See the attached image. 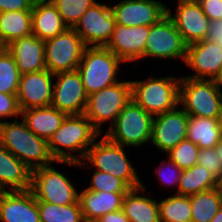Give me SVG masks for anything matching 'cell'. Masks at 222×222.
<instances>
[{"instance_id":"8992f818","label":"cell","mask_w":222,"mask_h":222,"mask_svg":"<svg viewBox=\"0 0 222 222\" xmlns=\"http://www.w3.org/2000/svg\"><path fill=\"white\" fill-rule=\"evenodd\" d=\"M153 119V115L131 99L104 135L124 147H139L151 141Z\"/></svg>"},{"instance_id":"9a60e30c","label":"cell","mask_w":222,"mask_h":222,"mask_svg":"<svg viewBox=\"0 0 222 222\" xmlns=\"http://www.w3.org/2000/svg\"><path fill=\"white\" fill-rule=\"evenodd\" d=\"M189 115L178 106L154 116L151 142L161 152H169L186 139Z\"/></svg>"},{"instance_id":"484cf974","label":"cell","mask_w":222,"mask_h":222,"mask_svg":"<svg viewBox=\"0 0 222 222\" xmlns=\"http://www.w3.org/2000/svg\"><path fill=\"white\" fill-rule=\"evenodd\" d=\"M145 189L144 185L130 189L123 198L122 211L130 222H161L158 201L139 194Z\"/></svg>"},{"instance_id":"d4e9b609","label":"cell","mask_w":222,"mask_h":222,"mask_svg":"<svg viewBox=\"0 0 222 222\" xmlns=\"http://www.w3.org/2000/svg\"><path fill=\"white\" fill-rule=\"evenodd\" d=\"M125 194L82 190L78 201L83 217L99 219L102 215L122 209Z\"/></svg>"},{"instance_id":"4316f807","label":"cell","mask_w":222,"mask_h":222,"mask_svg":"<svg viewBox=\"0 0 222 222\" xmlns=\"http://www.w3.org/2000/svg\"><path fill=\"white\" fill-rule=\"evenodd\" d=\"M222 138L218 118L189 116L186 139L200 149L215 148Z\"/></svg>"},{"instance_id":"c3c4849f","label":"cell","mask_w":222,"mask_h":222,"mask_svg":"<svg viewBox=\"0 0 222 222\" xmlns=\"http://www.w3.org/2000/svg\"><path fill=\"white\" fill-rule=\"evenodd\" d=\"M80 222H100L99 219H90L83 217Z\"/></svg>"},{"instance_id":"74e56055","label":"cell","mask_w":222,"mask_h":222,"mask_svg":"<svg viewBox=\"0 0 222 222\" xmlns=\"http://www.w3.org/2000/svg\"><path fill=\"white\" fill-rule=\"evenodd\" d=\"M167 165V166H164ZM168 168L167 171H171L170 173H166L167 171H165V168ZM164 168V169H163ZM173 170V171H172ZM182 171L168 156H167V161L161 162V165H159V167L156 168L155 170V174L158 175L157 177L159 178V180L161 181V184L163 183L165 186L167 185V187L169 185H176L177 186V192L176 194H178V187H179V181L181 179V174Z\"/></svg>"},{"instance_id":"277c9868","label":"cell","mask_w":222,"mask_h":222,"mask_svg":"<svg viewBox=\"0 0 222 222\" xmlns=\"http://www.w3.org/2000/svg\"><path fill=\"white\" fill-rule=\"evenodd\" d=\"M122 62L106 47L86 46L77 70L87 95L119 82L117 71Z\"/></svg>"},{"instance_id":"7dc6e473","label":"cell","mask_w":222,"mask_h":222,"mask_svg":"<svg viewBox=\"0 0 222 222\" xmlns=\"http://www.w3.org/2000/svg\"><path fill=\"white\" fill-rule=\"evenodd\" d=\"M218 123H219L220 129L222 130V103H221L220 113L218 116Z\"/></svg>"},{"instance_id":"f546056e","label":"cell","mask_w":222,"mask_h":222,"mask_svg":"<svg viewBox=\"0 0 222 222\" xmlns=\"http://www.w3.org/2000/svg\"><path fill=\"white\" fill-rule=\"evenodd\" d=\"M191 222H211L222 207V185L190 195Z\"/></svg>"},{"instance_id":"b9f144b4","label":"cell","mask_w":222,"mask_h":222,"mask_svg":"<svg viewBox=\"0 0 222 222\" xmlns=\"http://www.w3.org/2000/svg\"><path fill=\"white\" fill-rule=\"evenodd\" d=\"M205 40L218 44L222 49V19L210 21Z\"/></svg>"},{"instance_id":"1f68e13d","label":"cell","mask_w":222,"mask_h":222,"mask_svg":"<svg viewBox=\"0 0 222 222\" xmlns=\"http://www.w3.org/2000/svg\"><path fill=\"white\" fill-rule=\"evenodd\" d=\"M40 222H80L83 218L79 201L68 205H55L38 201Z\"/></svg>"},{"instance_id":"f35d334b","label":"cell","mask_w":222,"mask_h":222,"mask_svg":"<svg viewBox=\"0 0 222 222\" xmlns=\"http://www.w3.org/2000/svg\"><path fill=\"white\" fill-rule=\"evenodd\" d=\"M21 115L16 94L0 92V118H12ZM1 122V121H0Z\"/></svg>"},{"instance_id":"d6a6232c","label":"cell","mask_w":222,"mask_h":222,"mask_svg":"<svg viewBox=\"0 0 222 222\" xmlns=\"http://www.w3.org/2000/svg\"><path fill=\"white\" fill-rule=\"evenodd\" d=\"M21 73L13 56L3 48L0 51V92L17 94Z\"/></svg>"},{"instance_id":"60d3db41","label":"cell","mask_w":222,"mask_h":222,"mask_svg":"<svg viewBox=\"0 0 222 222\" xmlns=\"http://www.w3.org/2000/svg\"><path fill=\"white\" fill-rule=\"evenodd\" d=\"M34 0H0V13L9 11H32Z\"/></svg>"},{"instance_id":"5bb4252c","label":"cell","mask_w":222,"mask_h":222,"mask_svg":"<svg viewBox=\"0 0 222 222\" xmlns=\"http://www.w3.org/2000/svg\"><path fill=\"white\" fill-rule=\"evenodd\" d=\"M54 78L47 69L21 74L16 94L20 111L51 106Z\"/></svg>"},{"instance_id":"ffe728a7","label":"cell","mask_w":222,"mask_h":222,"mask_svg":"<svg viewBox=\"0 0 222 222\" xmlns=\"http://www.w3.org/2000/svg\"><path fill=\"white\" fill-rule=\"evenodd\" d=\"M1 222H40L38 201L30 189L0 192Z\"/></svg>"},{"instance_id":"7c38bea8","label":"cell","mask_w":222,"mask_h":222,"mask_svg":"<svg viewBox=\"0 0 222 222\" xmlns=\"http://www.w3.org/2000/svg\"><path fill=\"white\" fill-rule=\"evenodd\" d=\"M115 23L110 5L96 2L87 9L73 29L86 46L106 47L111 40Z\"/></svg>"},{"instance_id":"7bdbcfd3","label":"cell","mask_w":222,"mask_h":222,"mask_svg":"<svg viewBox=\"0 0 222 222\" xmlns=\"http://www.w3.org/2000/svg\"><path fill=\"white\" fill-rule=\"evenodd\" d=\"M100 222H130L122 209L107 213L99 218Z\"/></svg>"},{"instance_id":"ee69618b","label":"cell","mask_w":222,"mask_h":222,"mask_svg":"<svg viewBox=\"0 0 222 222\" xmlns=\"http://www.w3.org/2000/svg\"><path fill=\"white\" fill-rule=\"evenodd\" d=\"M213 81L221 89V87H222V67L219 70L218 74L213 79Z\"/></svg>"},{"instance_id":"ab89813d","label":"cell","mask_w":222,"mask_h":222,"mask_svg":"<svg viewBox=\"0 0 222 222\" xmlns=\"http://www.w3.org/2000/svg\"><path fill=\"white\" fill-rule=\"evenodd\" d=\"M210 21L222 19V0H197Z\"/></svg>"},{"instance_id":"5b68a950","label":"cell","mask_w":222,"mask_h":222,"mask_svg":"<svg viewBox=\"0 0 222 222\" xmlns=\"http://www.w3.org/2000/svg\"><path fill=\"white\" fill-rule=\"evenodd\" d=\"M95 170L121 179L130 189L142 186L135 168L124 151V146L111 142L105 135L89 147L84 158Z\"/></svg>"},{"instance_id":"83f0119b","label":"cell","mask_w":222,"mask_h":222,"mask_svg":"<svg viewBox=\"0 0 222 222\" xmlns=\"http://www.w3.org/2000/svg\"><path fill=\"white\" fill-rule=\"evenodd\" d=\"M32 34L31 11L0 13V43L4 48L14 40Z\"/></svg>"},{"instance_id":"30bf717a","label":"cell","mask_w":222,"mask_h":222,"mask_svg":"<svg viewBox=\"0 0 222 222\" xmlns=\"http://www.w3.org/2000/svg\"><path fill=\"white\" fill-rule=\"evenodd\" d=\"M86 45L73 28L45 40V66L52 74L73 71L81 62Z\"/></svg>"},{"instance_id":"836d02e7","label":"cell","mask_w":222,"mask_h":222,"mask_svg":"<svg viewBox=\"0 0 222 222\" xmlns=\"http://www.w3.org/2000/svg\"><path fill=\"white\" fill-rule=\"evenodd\" d=\"M68 28H73L96 0H50Z\"/></svg>"},{"instance_id":"681fc988","label":"cell","mask_w":222,"mask_h":222,"mask_svg":"<svg viewBox=\"0 0 222 222\" xmlns=\"http://www.w3.org/2000/svg\"><path fill=\"white\" fill-rule=\"evenodd\" d=\"M4 47L2 46V44L0 43V51L3 49Z\"/></svg>"},{"instance_id":"4fadbf2b","label":"cell","mask_w":222,"mask_h":222,"mask_svg":"<svg viewBox=\"0 0 222 222\" xmlns=\"http://www.w3.org/2000/svg\"><path fill=\"white\" fill-rule=\"evenodd\" d=\"M51 106L67 115H80L86 111L88 95L83 86L79 71H66L54 74Z\"/></svg>"},{"instance_id":"d590c367","label":"cell","mask_w":222,"mask_h":222,"mask_svg":"<svg viewBox=\"0 0 222 222\" xmlns=\"http://www.w3.org/2000/svg\"><path fill=\"white\" fill-rule=\"evenodd\" d=\"M91 184L86 189L98 192L127 193L130 188L119 178L96 170L91 177Z\"/></svg>"},{"instance_id":"f907efd6","label":"cell","mask_w":222,"mask_h":222,"mask_svg":"<svg viewBox=\"0 0 222 222\" xmlns=\"http://www.w3.org/2000/svg\"><path fill=\"white\" fill-rule=\"evenodd\" d=\"M34 1H50V0H34Z\"/></svg>"},{"instance_id":"f6af8a7d","label":"cell","mask_w":222,"mask_h":222,"mask_svg":"<svg viewBox=\"0 0 222 222\" xmlns=\"http://www.w3.org/2000/svg\"><path fill=\"white\" fill-rule=\"evenodd\" d=\"M211 222H222V207L220 210L216 213L214 218L211 220Z\"/></svg>"},{"instance_id":"3957f363","label":"cell","mask_w":222,"mask_h":222,"mask_svg":"<svg viewBox=\"0 0 222 222\" xmlns=\"http://www.w3.org/2000/svg\"><path fill=\"white\" fill-rule=\"evenodd\" d=\"M180 80L170 75L131 81L132 99L153 116L171 111L179 105Z\"/></svg>"},{"instance_id":"4dcf8cb0","label":"cell","mask_w":222,"mask_h":222,"mask_svg":"<svg viewBox=\"0 0 222 222\" xmlns=\"http://www.w3.org/2000/svg\"><path fill=\"white\" fill-rule=\"evenodd\" d=\"M161 222H191L190 196L172 195L158 202Z\"/></svg>"},{"instance_id":"44dd1931","label":"cell","mask_w":222,"mask_h":222,"mask_svg":"<svg viewBox=\"0 0 222 222\" xmlns=\"http://www.w3.org/2000/svg\"><path fill=\"white\" fill-rule=\"evenodd\" d=\"M21 74L42 71L45 66V41L29 35L12 41L6 47Z\"/></svg>"},{"instance_id":"d6986e66","label":"cell","mask_w":222,"mask_h":222,"mask_svg":"<svg viewBox=\"0 0 222 222\" xmlns=\"http://www.w3.org/2000/svg\"><path fill=\"white\" fill-rule=\"evenodd\" d=\"M186 65L195 71L188 78L214 79L222 67V49L218 44L200 40L187 45Z\"/></svg>"},{"instance_id":"e0dca14e","label":"cell","mask_w":222,"mask_h":222,"mask_svg":"<svg viewBox=\"0 0 222 222\" xmlns=\"http://www.w3.org/2000/svg\"><path fill=\"white\" fill-rule=\"evenodd\" d=\"M171 12L167 8V15L173 20L187 45L205 40L210 19L204 14L197 0H178L176 14Z\"/></svg>"},{"instance_id":"ba28073f","label":"cell","mask_w":222,"mask_h":222,"mask_svg":"<svg viewBox=\"0 0 222 222\" xmlns=\"http://www.w3.org/2000/svg\"><path fill=\"white\" fill-rule=\"evenodd\" d=\"M131 99V81H119L90 94L84 114L91 121L93 127L102 134L103 123L110 120L109 126L111 127Z\"/></svg>"},{"instance_id":"cb8c5ba5","label":"cell","mask_w":222,"mask_h":222,"mask_svg":"<svg viewBox=\"0 0 222 222\" xmlns=\"http://www.w3.org/2000/svg\"><path fill=\"white\" fill-rule=\"evenodd\" d=\"M20 116L35 135L49 141L60 128L67 114L55 107L47 106L22 110Z\"/></svg>"},{"instance_id":"9c48e42d","label":"cell","mask_w":222,"mask_h":222,"mask_svg":"<svg viewBox=\"0 0 222 222\" xmlns=\"http://www.w3.org/2000/svg\"><path fill=\"white\" fill-rule=\"evenodd\" d=\"M51 165L38 167L31 172V187L37 201L55 205L78 202L79 192L65 174Z\"/></svg>"},{"instance_id":"6da1fadb","label":"cell","mask_w":222,"mask_h":222,"mask_svg":"<svg viewBox=\"0 0 222 222\" xmlns=\"http://www.w3.org/2000/svg\"><path fill=\"white\" fill-rule=\"evenodd\" d=\"M100 135L85 114L67 115L60 128L49 139V150L57 163L82 168L87 164L82 159ZM74 152L80 154L77 156Z\"/></svg>"},{"instance_id":"e575fe53","label":"cell","mask_w":222,"mask_h":222,"mask_svg":"<svg viewBox=\"0 0 222 222\" xmlns=\"http://www.w3.org/2000/svg\"><path fill=\"white\" fill-rule=\"evenodd\" d=\"M200 148L190 140L181 141L176 147L167 152V156L181 169H189L197 164Z\"/></svg>"},{"instance_id":"8d00e7d4","label":"cell","mask_w":222,"mask_h":222,"mask_svg":"<svg viewBox=\"0 0 222 222\" xmlns=\"http://www.w3.org/2000/svg\"><path fill=\"white\" fill-rule=\"evenodd\" d=\"M197 164L205 167L222 184V163L216 147L200 149Z\"/></svg>"},{"instance_id":"ac0fdd59","label":"cell","mask_w":222,"mask_h":222,"mask_svg":"<svg viewBox=\"0 0 222 222\" xmlns=\"http://www.w3.org/2000/svg\"><path fill=\"white\" fill-rule=\"evenodd\" d=\"M150 26L128 27L115 23L111 40L106 48L124 62H133L143 58L146 39Z\"/></svg>"},{"instance_id":"2e32d148","label":"cell","mask_w":222,"mask_h":222,"mask_svg":"<svg viewBox=\"0 0 222 222\" xmlns=\"http://www.w3.org/2000/svg\"><path fill=\"white\" fill-rule=\"evenodd\" d=\"M158 0H122L110 6L115 22L128 27L151 26L167 15V6Z\"/></svg>"},{"instance_id":"7a4b0ae2","label":"cell","mask_w":222,"mask_h":222,"mask_svg":"<svg viewBox=\"0 0 222 222\" xmlns=\"http://www.w3.org/2000/svg\"><path fill=\"white\" fill-rule=\"evenodd\" d=\"M0 143L31 170L56 162L48 141L35 135L23 119L0 122Z\"/></svg>"},{"instance_id":"bcb514c9","label":"cell","mask_w":222,"mask_h":222,"mask_svg":"<svg viewBox=\"0 0 222 222\" xmlns=\"http://www.w3.org/2000/svg\"><path fill=\"white\" fill-rule=\"evenodd\" d=\"M216 151H217L218 156H219L221 163H222V138H221L220 142L218 143V145L216 146Z\"/></svg>"},{"instance_id":"603a6c76","label":"cell","mask_w":222,"mask_h":222,"mask_svg":"<svg viewBox=\"0 0 222 222\" xmlns=\"http://www.w3.org/2000/svg\"><path fill=\"white\" fill-rule=\"evenodd\" d=\"M31 15L32 33L41 40L53 38L68 29L51 1H35Z\"/></svg>"},{"instance_id":"7402d4cb","label":"cell","mask_w":222,"mask_h":222,"mask_svg":"<svg viewBox=\"0 0 222 222\" xmlns=\"http://www.w3.org/2000/svg\"><path fill=\"white\" fill-rule=\"evenodd\" d=\"M32 170L0 143V192L24 191L31 187Z\"/></svg>"},{"instance_id":"8fae6325","label":"cell","mask_w":222,"mask_h":222,"mask_svg":"<svg viewBox=\"0 0 222 222\" xmlns=\"http://www.w3.org/2000/svg\"><path fill=\"white\" fill-rule=\"evenodd\" d=\"M187 44L176 28L173 20L164 16L158 23L150 26L143 58L186 59Z\"/></svg>"},{"instance_id":"f1b7e54d","label":"cell","mask_w":222,"mask_h":222,"mask_svg":"<svg viewBox=\"0 0 222 222\" xmlns=\"http://www.w3.org/2000/svg\"><path fill=\"white\" fill-rule=\"evenodd\" d=\"M222 184L202 165L196 164L182 171L178 194L190 196L211 190Z\"/></svg>"},{"instance_id":"52a82bcc","label":"cell","mask_w":222,"mask_h":222,"mask_svg":"<svg viewBox=\"0 0 222 222\" xmlns=\"http://www.w3.org/2000/svg\"><path fill=\"white\" fill-rule=\"evenodd\" d=\"M221 103L222 92L213 79L181 77L179 104L189 116L218 118Z\"/></svg>"}]
</instances>
